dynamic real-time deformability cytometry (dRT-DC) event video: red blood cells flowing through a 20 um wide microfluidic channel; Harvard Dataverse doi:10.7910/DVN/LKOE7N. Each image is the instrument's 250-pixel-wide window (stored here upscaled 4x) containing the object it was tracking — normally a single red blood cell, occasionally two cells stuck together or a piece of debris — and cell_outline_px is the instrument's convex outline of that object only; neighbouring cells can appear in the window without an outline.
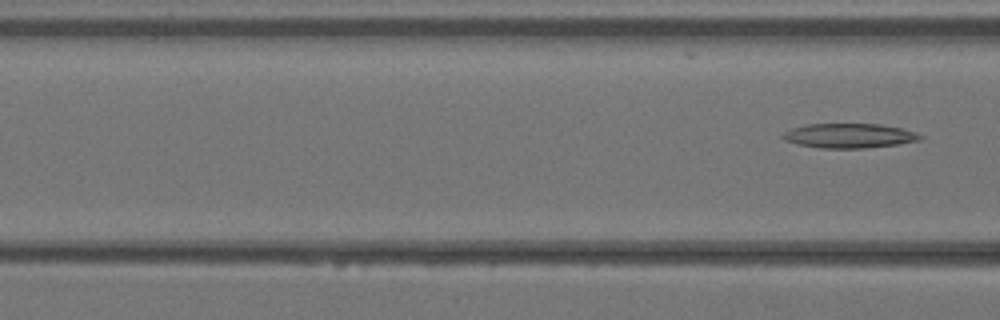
{"species": "Egyptian fruit bat (a non-hibernating species)", "species_latin": "Rousettus aegyptiacus", "temperature_condition": "warm", "stored_images_in_passage": 4, "segment_of_instrument_passage": [2, 2], "camera_frame_rate_fps": 3000, "um_per_image_px": 0.085, "animal": {"sex": "female"}, "frame": {"image": 1, "passage_image": 4, "time_ms": 1.0, "image_size_px": [1000, 320], "cell_outline_px": [[924, 136], [920, 140], [896, 144], [864, 148], [820, 148], [796, 144], [784, 140], [780, 136], [784, 132], [792, 128], [808, 124], [880, 124], [900, 128]], "centroid_in_image_um": [72.12, 11.54], "position_along_channel_um": 94.5, "area_um2": 19.48}}